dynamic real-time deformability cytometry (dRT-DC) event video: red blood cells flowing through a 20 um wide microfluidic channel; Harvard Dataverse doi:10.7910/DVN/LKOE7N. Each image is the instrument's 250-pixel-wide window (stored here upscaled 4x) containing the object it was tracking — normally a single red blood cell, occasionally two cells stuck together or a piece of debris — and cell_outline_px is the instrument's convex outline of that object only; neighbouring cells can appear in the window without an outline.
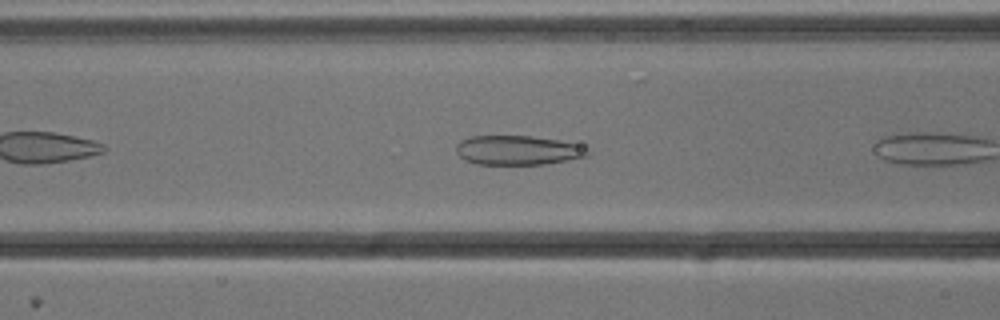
{"species": "common noctule bat (a hibernating species)", "species_latin": "Nyctalus noctula", "temperature_condition": "cold", "stored_images_in_passage": 7, "camera_frame_rate_fps": 3000, "um_per_image_px": 0.085, "animal": {"sex": "male", "body_mass_g": 13.3}, "frame": {"image": 1, "passage_image": 6, "time_ms": 1.667, "image_size_px": [1000, 320], "cell_outline_px": [[592, 152], [588, 156], [568, 160], [544, 164], [476, 164], [464, 160], [456, 152], [456, 144], [460, 140], [472, 136], [528, 136], [560, 140], [576, 144]], "centroid_in_image_um": [43.99, 12.77], "position_along_channel_um": 122.6, "area_um2": 22.48}}